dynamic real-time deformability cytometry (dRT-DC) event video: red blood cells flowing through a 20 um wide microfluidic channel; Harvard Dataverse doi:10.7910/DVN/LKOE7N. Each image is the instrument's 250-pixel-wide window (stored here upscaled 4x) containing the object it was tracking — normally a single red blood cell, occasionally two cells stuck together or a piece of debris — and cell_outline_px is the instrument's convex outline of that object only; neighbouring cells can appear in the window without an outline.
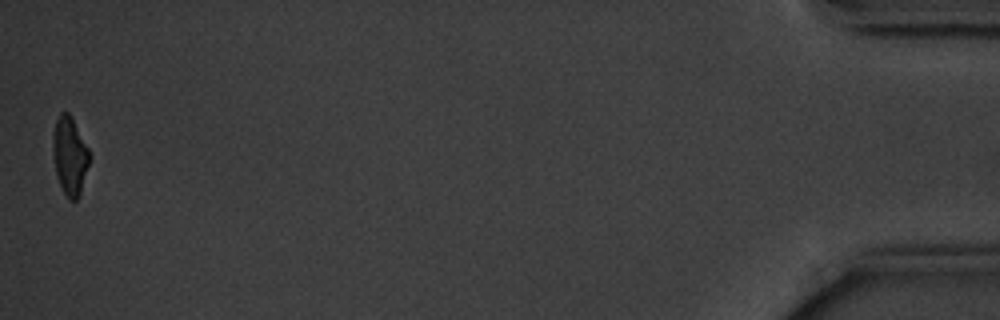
{"species": "common noctule bat (a hibernating species)", "species_latin": "Nyctalus noctula", "temperature_condition": "cold", "stored_images_in_passage": 14, "camera_frame_rate_fps": 3000, "um_per_image_px": 0.085, "animal": {"sex": "male", "body_mass_g": 20.1, "forearm_length_mm": 53.5}, "frame": {"image": 1, "passage_image": 14, "time_ms": 17.333, "image_size_px": [1000, 320], "cell_outline_px": [[92, 156], [80, 196], [76, 200], [68, 200], [56, 176], [52, 148], [52, 132], [56, 120], [60, 112], [68, 112], [72, 116]], "centroid_in_image_um": [5.94, 13.24], "position_along_channel_um": 429.3, "area_um2": 17.11}, "authors_computed_cell_mechanics": {"area_um2": 18.6694, "velocity_mm_per_s": 3.5607, "shape_relaxation_time_tau1_ms": 4.8589, "shape_relaxation_time_tau2_ms": null, "deformation_change_tau1": 0.1494, "deformation_change_tau2": null}}